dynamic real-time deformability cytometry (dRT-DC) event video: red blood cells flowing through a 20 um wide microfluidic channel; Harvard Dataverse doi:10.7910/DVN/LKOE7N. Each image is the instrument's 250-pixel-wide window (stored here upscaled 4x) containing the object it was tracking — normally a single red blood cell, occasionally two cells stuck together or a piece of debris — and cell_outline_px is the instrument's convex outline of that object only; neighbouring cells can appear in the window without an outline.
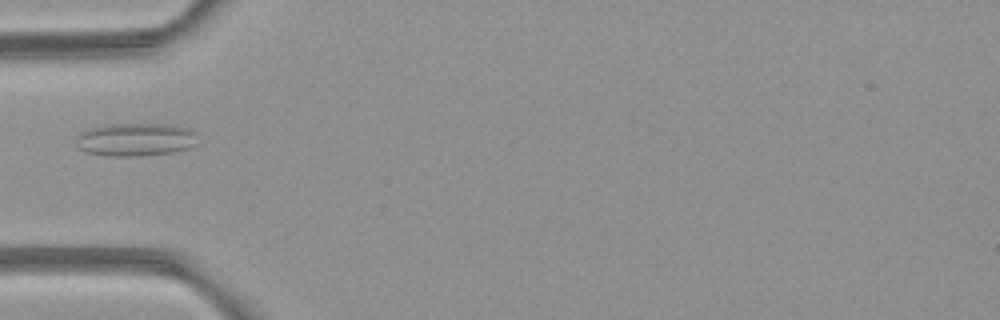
{"species": "common noctule bat (a hibernating species)", "species_latin": "Nyctalus noctula", "temperature_condition": "room temperature", "stored_images_in_passage": 1, "camera_frame_rate_fps": 3000, "um_per_image_px": 0.085, "animal": {"sex": "female", "body_mass_g": 21.9}, "frame": {"image": 1, "passage_image": 1, "time_ms": 0.0, "image_size_px": [1000, 320], "cell_outline_px": [[200, 144], [188, 148], [172, 152], [140, 156], [108, 156], [84, 152], [80, 148], [76, 140], [76, 136], [80, 132], [104, 124], [176, 124], [196, 128]], "centroid_in_image_um": [11.64, 11.84], "position_along_channel_um": 73.4, "area_um2": 24.16}}